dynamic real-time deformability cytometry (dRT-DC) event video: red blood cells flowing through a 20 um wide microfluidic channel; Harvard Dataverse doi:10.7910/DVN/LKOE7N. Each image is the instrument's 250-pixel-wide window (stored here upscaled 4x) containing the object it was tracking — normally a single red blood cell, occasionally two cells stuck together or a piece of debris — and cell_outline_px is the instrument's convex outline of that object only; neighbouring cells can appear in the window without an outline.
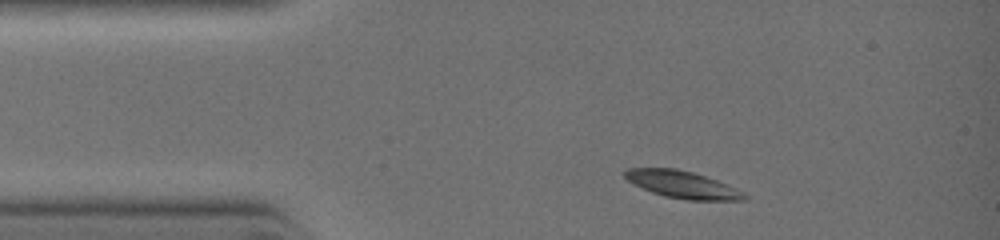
{"species": "common noctule bat (a hibernating species)", "species_latin": "Nyctalus noctula", "temperature_condition": "warm", "stored_images_in_passage": 9, "camera_frame_rate_fps": 3000, "um_per_image_px": 0.085, "animal": {"sex": "female", "body_mass_g": 19.0, "forearm_length_mm": 51.5}, "frame": {"image": 1, "passage_image": 1, "time_ms": 0.0, "image_size_px": [1000, 240], "cell_outline_px": [[748, 200], [684, 200], [664, 196], [652, 192], [632, 184], [624, 176], [624, 172], [628, 168], [676, 168], [692, 172], [716, 180], [736, 188], [744, 192], [748, 196]], "centroid_in_image_um": [58.01, 15.7], "position_along_channel_um": 27.0, "area_um2": 18.96}}
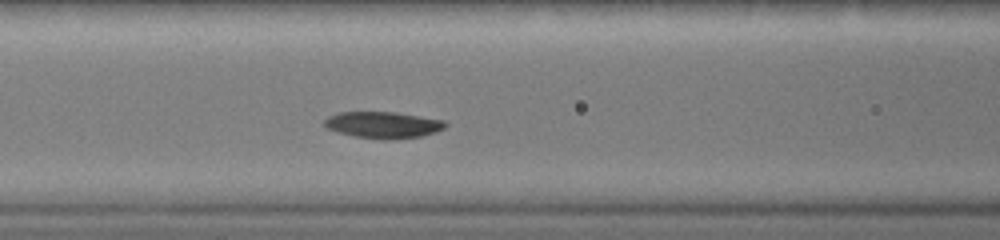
{"frame": {"image": 2, "passage_image": 9, "time_ms": 2.667, "image_size_px": [1000, 240], "cell_outline_px": [[448, 124], [444, 128], [436, 132], [420, 136], [384, 140], [356, 136], [340, 132], [328, 128], [324, 124], [324, 120], [328, 116], [340, 112], [396, 112], [444, 120]], "centroid_in_image_um": [32.59, 10.6], "position_along_channel_um": 134.0, "area_um2": 18.5}}